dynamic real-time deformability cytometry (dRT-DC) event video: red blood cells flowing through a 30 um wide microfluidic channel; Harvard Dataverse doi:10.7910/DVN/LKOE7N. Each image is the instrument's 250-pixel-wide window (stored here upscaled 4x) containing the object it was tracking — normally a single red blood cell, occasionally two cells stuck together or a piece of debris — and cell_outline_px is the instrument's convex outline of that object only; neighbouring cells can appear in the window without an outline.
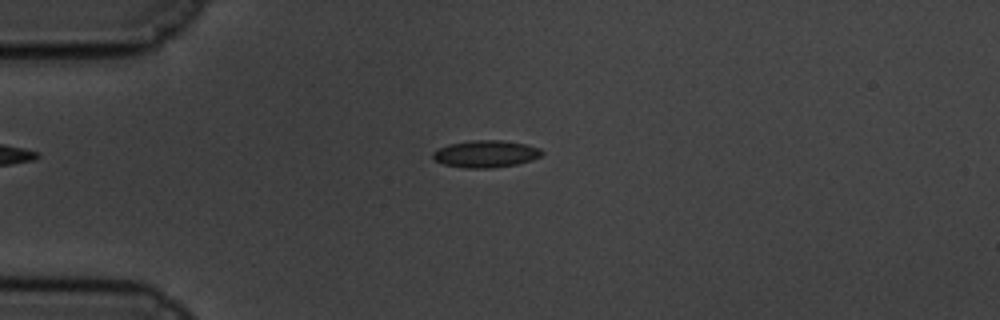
{"species": "common noctule bat (a hibernating species)", "species_latin": "Nyctalus noctula", "temperature_condition": "cold", "stored_images_in_passage": 51, "camera_frame_rate_fps": 3000, "um_per_image_px": 0.085, "animal": {"sex": "male", "body_mass_g": 19.5, "forearm_length_mm": 54.6}, "frame": {"image": 1, "passage_image": 7, "time_ms": 2.0, "image_size_px": [1000, 320], "cell_outline_px": [[544, 152], [540, 156], [532, 160], [516, 164], [488, 168], [468, 168], [444, 164], [432, 160], [432, 152], [448, 144], [472, 140], [500, 140], [524, 144], [540, 148]], "centroid_in_image_um": [41.26, 13.08], "position_along_channel_um": 43.7, "area_um2": 17.11}}
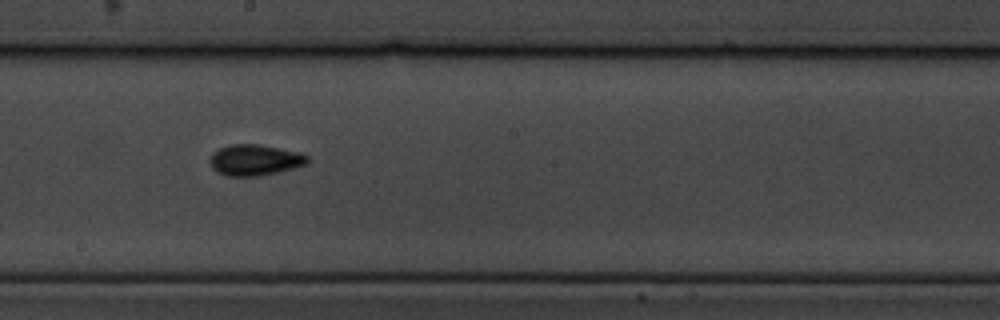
{"frame": {"image": 2, "passage_image": 25, "time_ms": 8.0, "image_size_px": [1000, 320], "cell_outline_px": [[308, 160], [304, 164], [280, 172], [260, 176], [228, 176], [216, 172], [212, 168], [208, 160], [212, 152], [228, 144], [260, 144], [300, 152], [308, 156]], "centroid_in_image_um": [21.61, 13.6], "position_along_channel_um": 226.6, "area_um2": 17.8}}
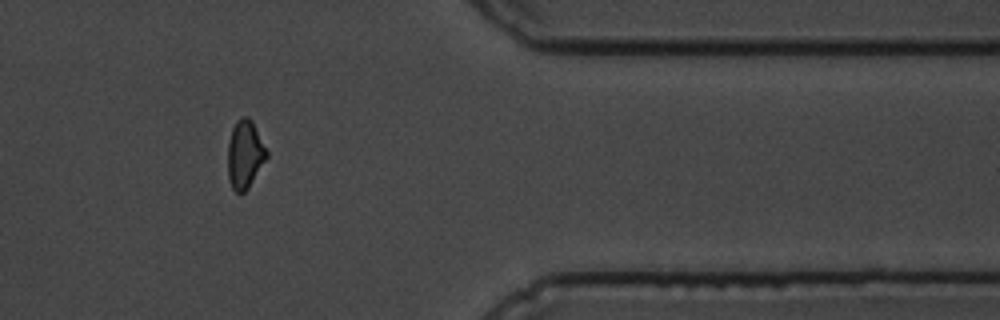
{"frame": {"image": 3, "passage_image": 41, "time_ms": 13.333, "image_size_px": [1000, 320], "cell_outline_px": [[268, 156], [248, 188], [244, 192], [236, 192], [232, 188], [228, 176], [228, 140], [232, 128], [236, 120], [244, 116], [248, 116], [252, 120], [268, 152]], "centroid_in_image_um": [20.81, 13.09], "position_along_channel_um": 390.6, "area_um2": 15.43}, "authors_computed_cell_mechanics": {"area_um2": 16.1262, "velocity_mm_per_s": 3.4271, "shape_relaxation_time_tau1_ms": 3.6564, "shape_relaxation_time_tau2_ms": 2.3093, "deformation_change_tau1": 0.0875, "deformation_change_tau2": 0.0584}}